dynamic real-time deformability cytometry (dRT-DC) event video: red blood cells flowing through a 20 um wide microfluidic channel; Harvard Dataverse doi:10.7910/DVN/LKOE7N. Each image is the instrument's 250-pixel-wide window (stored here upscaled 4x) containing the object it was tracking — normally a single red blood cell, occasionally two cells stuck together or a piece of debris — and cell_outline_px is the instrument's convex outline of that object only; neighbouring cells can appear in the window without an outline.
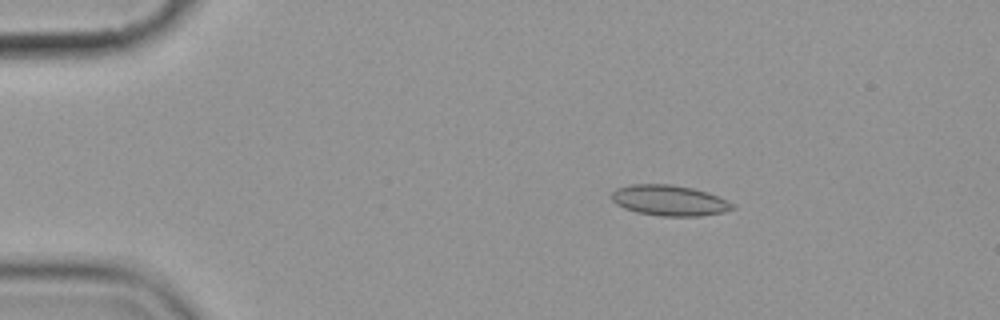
{"species": "common noctule bat (a hibernating species)", "species_latin": "Nyctalus noctula", "temperature_condition": "cold", "stored_images_in_passage": 5, "camera_frame_rate_fps": 3000, "um_per_image_px": 0.085, "animal": {"sex": "female", "body_mass_g": 19.9}, "frame": {"image": 1, "passage_image": 3, "time_ms": 2.333, "image_size_px": [1000, 320], "cell_outline_px": [[736, 208], [724, 212], [700, 216], [660, 216], [636, 212], [624, 208], [616, 204], [612, 200], [612, 192], [616, 188], [632, 184], [668, 184], [692, 188], [708, 192], [728, 200], [736, 204]], "centroid_in_image_um": [56.93, 17.04], "position_along_channel_um": 28.1, "area_um2": 21.73}}